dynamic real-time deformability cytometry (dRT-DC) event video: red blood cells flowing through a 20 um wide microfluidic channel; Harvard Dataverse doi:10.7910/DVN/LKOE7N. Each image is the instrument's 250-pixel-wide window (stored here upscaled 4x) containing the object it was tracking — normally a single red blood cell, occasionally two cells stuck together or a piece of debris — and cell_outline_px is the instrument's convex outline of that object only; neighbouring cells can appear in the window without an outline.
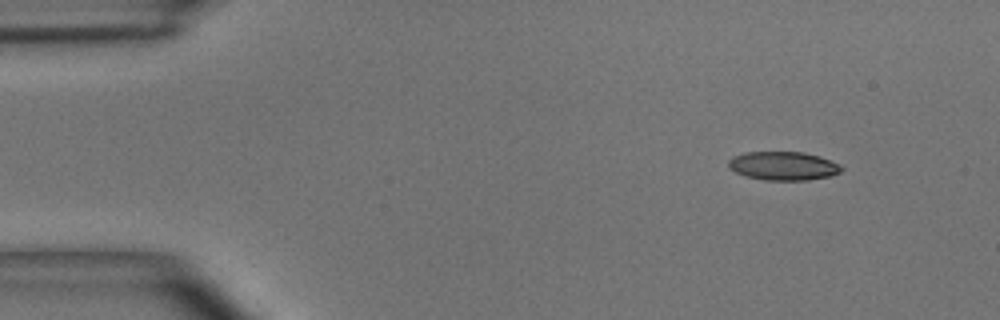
{"species": "common noctule bat (a hibernating species)", "species_latin": "Nyctalus noctula", "temperature_condition": "room temperature", "stored_images_in_passage": 10, "camera_frame_rate_fps": 3000, "um_per_image_px": 0.085, "animal": {"sex": "male", "body_mass_g": 15.6}, "frame": {"image": 1, "passage_image": 1, "time_ms": 0.0, "image_size_px": [1000, 320], "cell_outline_px": [[844, 168], [840, 172], [832, 176], [808, 180], [764, 180], [744, 176], [728, 168], [728, 160], [732, 156], [744, 152], [804, 152], [820, 156], [840, 164]], "centroid_in_image_um": [66.57, 14.1], "position_along_channel_um": 18.4, "area_um2": 19.13}}
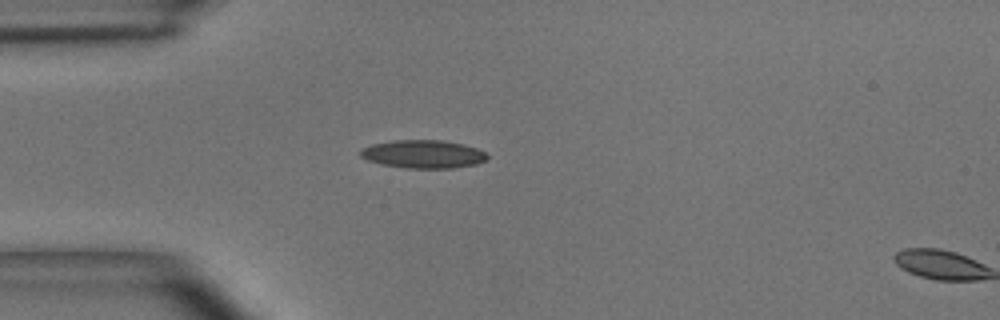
{"frame": {"image": 2, "passage_image": 9, "time_ms": 2.667, "image_size_px": [1000, 320], "cell_outline_px": [[488, 160], [476, 164], [452, 168], [404, 168], [380, 164], [368, 160], [360, 156], [360, 148], [372, 144], [392, 140], [444, 140], [464, 144], [476, 148], [484, 152], [488, 156]], "centroid_in_image_um": [35.96, 13.1], "position_along_channel_um": 49.0, "area_um2": 20.98}}